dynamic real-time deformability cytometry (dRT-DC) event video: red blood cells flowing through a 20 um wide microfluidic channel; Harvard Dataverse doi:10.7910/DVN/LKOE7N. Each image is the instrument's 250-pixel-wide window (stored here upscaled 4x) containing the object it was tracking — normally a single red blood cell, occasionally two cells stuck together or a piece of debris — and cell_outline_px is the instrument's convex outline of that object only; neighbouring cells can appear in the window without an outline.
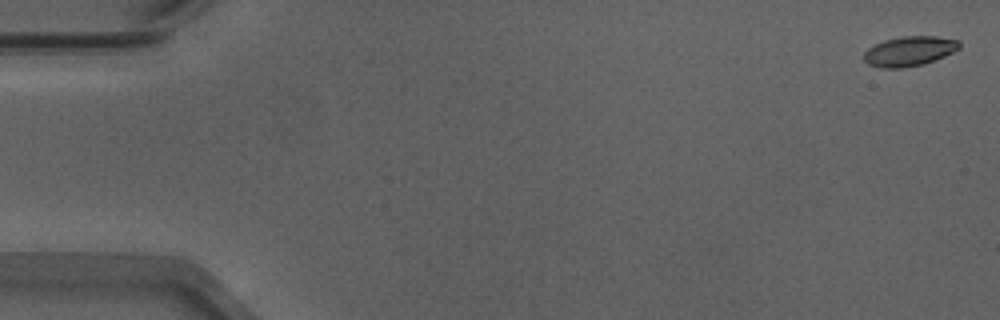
{"species": "Egyptian fruit bat (a non-hibernating species)", "species_latin": "Rousettus aegyptiacus", "temperature_condition": "warm", "stored_images_in_passage": 54, "camera_frame_rate_fps": 3000, "um_per_image_px": 0.085, "animal": {"sex": "male"}, "frame": {"image": 1, "passage_image": 2, "time_ms": 0.333, "image_size_px": [1000, 320], "cell_outline_px": [[960, 48], [944, 56], [924, 64], [900, 68], [880, 68], [868, 64], [864, 60], [864, 52], [868, 48], [884, 40], [904, 36], [936, 36], [960, 40]], "centroid_in_image_um": [77.3, 4.35], "position_along_channel_um": 7.7, "area_um2": 16.53}}
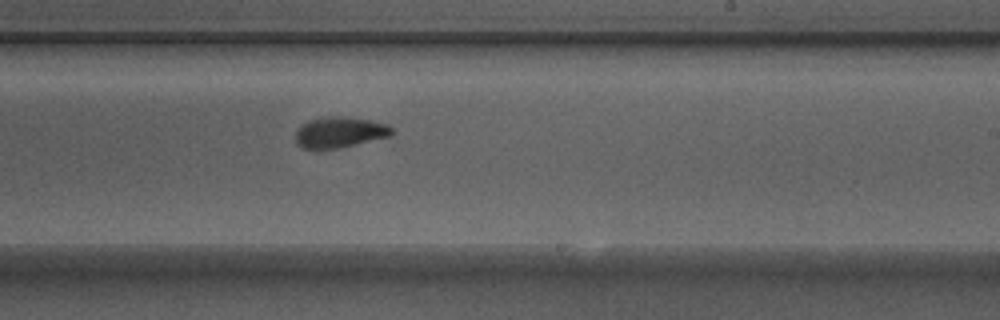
{"frame": {"image": 2, "passage_image": 33, "time_ms": 10.667, "image_size_px": [1000, 320], "cell_outline_px": [[396, 132], [388, 136], [340, 148], [304, 148], [296, 144], [296, 128], [300, 124], [308, 120], [320, 116], [340, 116], [368, 120], [388, 124]], "centroid_in_image_um": [28.83, 11.22], "position_along_channel_um": 260.2, "area_um2": 17.34}}
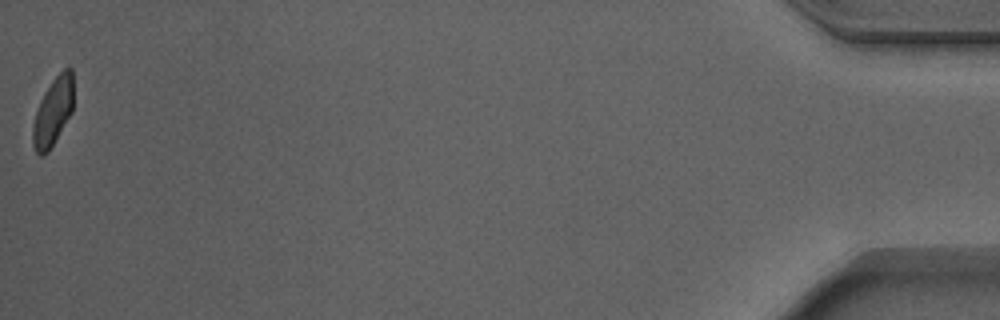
{"frame": {"image": 3, "passage_image": 54, "time_ms": 17.667, "image_size_px": [1000, 320], "cell_outline_px": [[72, 112], [48, 152], [44, 156], [40, 156], [36, 152], [32, 144], [32, 124], [40, 100], [44, 92], [52, 80], [64, 68], [72, 68]], "centroid_in_image_um": [4.48, 9.52], "position_along_channel_um": 430.7, "area_um2": 16.01}, "authors_computed_cell_mechanics": {"area_um2": 17.2822, "velocity_mm_per_s": 3.8895, "shape_relaxation_time_tau1_ms": 4.9807, "shape_relaxation_time_tau2_ms": 1.8535, "deformation_change_tau1": 0.1754, "deformation_change_tau2": 0.0773}}